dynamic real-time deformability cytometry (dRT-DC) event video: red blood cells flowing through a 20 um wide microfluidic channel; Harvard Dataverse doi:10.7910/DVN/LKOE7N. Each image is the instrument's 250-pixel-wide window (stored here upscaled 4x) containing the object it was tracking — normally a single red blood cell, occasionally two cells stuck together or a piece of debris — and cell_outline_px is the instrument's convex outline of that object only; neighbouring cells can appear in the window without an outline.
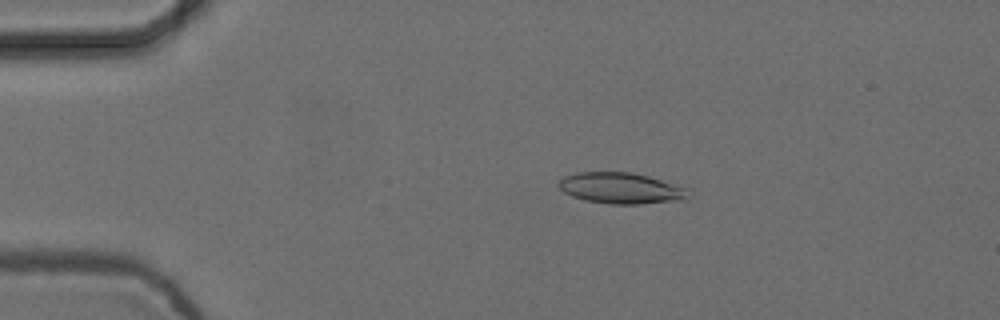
{"species": "common noctule bat (a hibernating species)", "species_latin": "Nyctalus noctula", "temperature_condition": "cold", "stored_images_in_passage": 8, "camera_frame_rate_fps": 3000, "um_per_image_px": 0.085, "animal": {"sex": "female", "body_mass_g": 24.6, "forearm_length_mm": 56.2}, "frame": {"image": 1, "passage_image": 3, "time_ms": 0.667, "image_size_px": [1000, 320], "cell_outline_px": [[688, 188], [684, 200], [640, 204], [612, 204], [584, 200], [572, 196], [564, 192], [556, 184], [564, 176], [576, 172], [632, 172], [648, 176]], "centroid_in_image_um": [52.74, 15.99], "position_along_channel_um": 32.3, "area_um2": 23.41}}
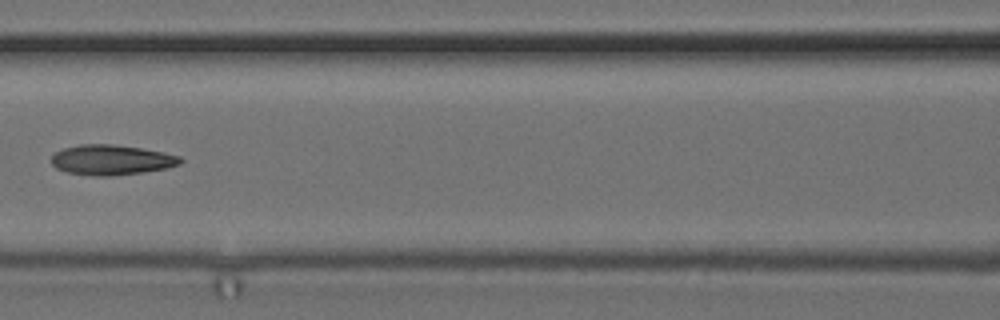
{"frame": {"image": 2, "passage_image": 7, "time_ms": 2.0, "image_size_px": [1000, 320], "cell_outline_px": [[184, 160], [180, 164], [168, 168], [144, 172], [112, 176], [92, 176], [68, 172], [56, 168], [52, 164], [52, 156], [56, 152], [64, 148], [80, 144], [112, 144], [140, 148], [164, 152], [180, 156]], "centroid_in_image_um": [9.5, 13.59], "position_along_channel_um": 157.1, "area_um2": 22.72}}
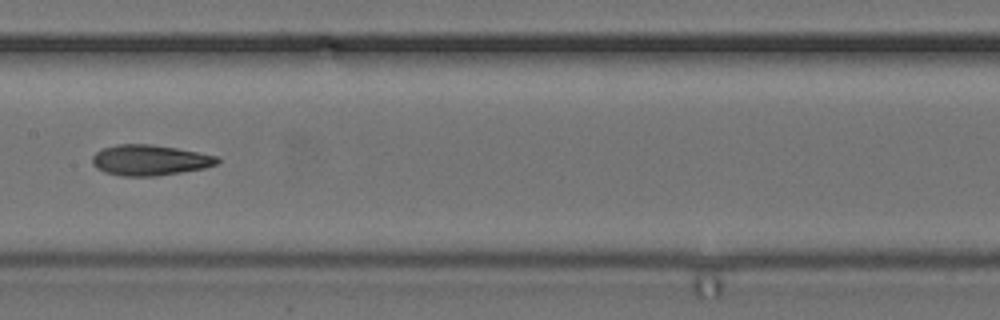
{"frame": {"image": 3, "passage_image": 8, "time_ms": 2.333, "image_size_px": [1000, 320], "cell_outline_px": [[220, 160], [216, 164], [204, 168], [156, 176], [120, 176], [104, 172], [96, 168], [92, 164], [92, 156], [96, 152], [104, 148], [116, 144], [148, 144], [176, 148], [216, 156]], "centroid_in_image_um": [12.68, 13.62], "position_along_channel_um": 194.7, "area_um2": 22.14}}